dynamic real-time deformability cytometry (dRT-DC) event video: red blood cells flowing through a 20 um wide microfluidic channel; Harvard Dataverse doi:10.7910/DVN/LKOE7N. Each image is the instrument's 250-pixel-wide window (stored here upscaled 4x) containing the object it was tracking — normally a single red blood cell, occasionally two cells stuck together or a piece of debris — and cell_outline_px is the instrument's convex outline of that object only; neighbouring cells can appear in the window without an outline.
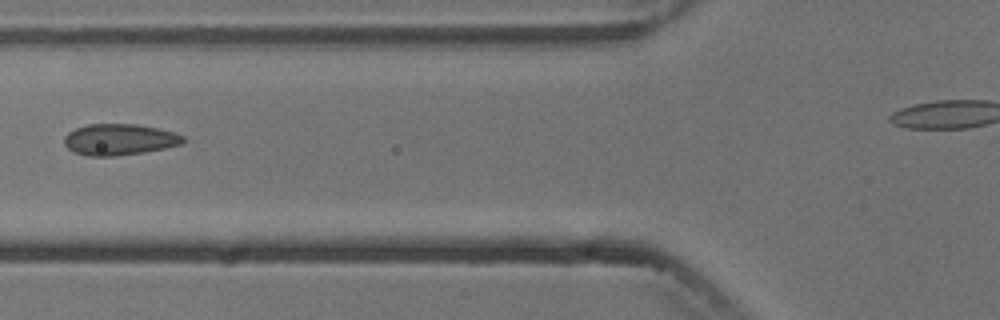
{"species": "common noctule bat (a hibernating species)", "species_latin": "Nyctalus noctula", "temperature_condition": "cold", "stored_images_in_passage": 3, "camera_frame_rate_fps": 3000, "um_per_image_px": 0.085, "animal": {"sex": "male", "body_mass_g": 13.3}, "frame": {"image": 1, "passage_image": 2, "time_ms": 1.333, "image_size_px": [1000, 320], "cell_outline_px": [[184, 140], [180, 144], [164, 148], [144, 152], [116, 156], [88, 156], [72, 152], [64, 144], [64, 136], [68, 132], [76, 128], [88, 124], [136, 124], [160, 128], [184, 136]], "centroid_in_image_um": [10.11, 11.86], "position_along_channel_um": 115.7, "area_um2": 21.68}}
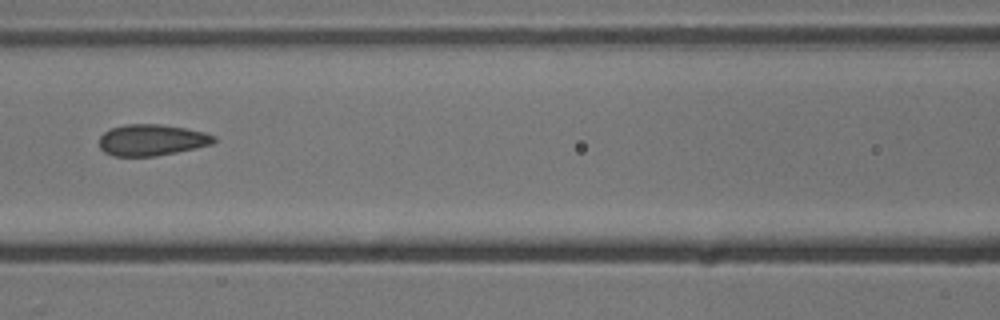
{"frame": {"image": 2, "passage_image": 3, "time_ms": 2.333, "image_size_px": [1000, 320], "cell_outline_px": [[216, 140], [212, 144], [176, 152], [156, 156], [112, 156], [104, 152], [100, 148], [100, 136], [104, 132], [112, 128], [124, 124], [160, 124], [184, 128], [204, 132], [216, 136]], "centroid_in_image_um": [12.88, 11.9], "position_along_channel_um": 153.7, "area_um2": 20.87}}